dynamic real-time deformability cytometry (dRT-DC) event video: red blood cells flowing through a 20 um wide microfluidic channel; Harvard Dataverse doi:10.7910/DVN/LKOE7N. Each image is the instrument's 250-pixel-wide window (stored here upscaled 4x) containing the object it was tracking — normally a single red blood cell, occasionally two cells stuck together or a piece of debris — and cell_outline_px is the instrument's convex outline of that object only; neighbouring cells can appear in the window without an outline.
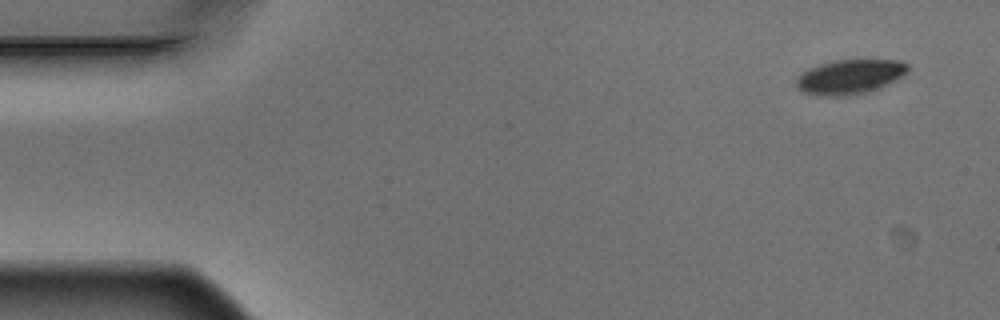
{"species": "Egyptian fruit bat (a non-hibernating species)", "species_latin": "Rousettus aegyptiacus", "temperature_condition": "warm", "stored_images_in_passage": 7, "camera_frame_rate_fps": 3000, "um_per_image_px": 0.085, "animal": {"sex": "male"}, "frame": {"image": 1, "passage_image": 1, "time_ms": 0.0, "image_size_px": [1000, 320], "cell_outline_px": [[908, 72], [904, 76], [880, 88], [856, 96], [820, 96], [804, 92], [796, 84], [796, 80], [808, 68], [820, 64], [836, 60], [900, 60], [908, 64]], "centroid_in_image_um": [72.29, 6.54], "position_along_channel_um": 12.7, "area_um2": 22.6}}
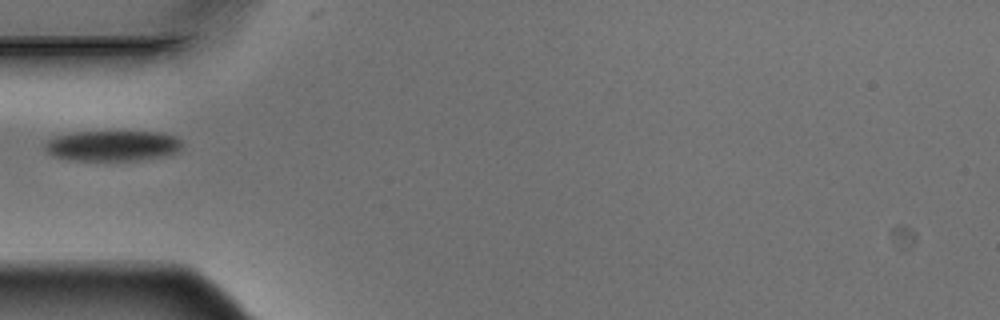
{"frame": {"image": 2, "passage_image": 5, "time_ms": 1.333, "image_size_px": [1000, 320], "cell_outline_px": [[180, 152], [164, 156], [136, 160], [68, 160], [56, 156], [48, 152], [44, 148], [44, 144], [48, 140], [56, 136], [72, 132], [160, 132], [176, 136], [180, 140]], "centroid_in_image_um": [9.58, 12.39], "position_along_channel_um": 75.4, "area_um2": 24.33}}
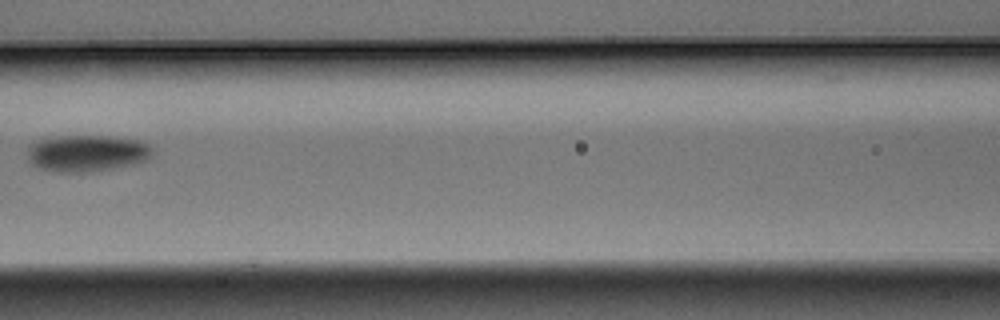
{"frame": {"image": 3, "passage_image": 7, "time_ms": 2.0, "image_size_px": [1000, 320], "cell_outline_px": [[152, 156], [148, 160], [136, 164], [112, 168], [84, 172], [56, 172], [40, 168], [32, 164], [28, 160], [28, 156], [32, 144], [44, 136], [108, 136], [136, 140], [148, 144], [152, 148]], "centroid_in_image_um": [7.39, 13.02], "position_along_channel_um": 159.2, "area_um2": 26.7}}